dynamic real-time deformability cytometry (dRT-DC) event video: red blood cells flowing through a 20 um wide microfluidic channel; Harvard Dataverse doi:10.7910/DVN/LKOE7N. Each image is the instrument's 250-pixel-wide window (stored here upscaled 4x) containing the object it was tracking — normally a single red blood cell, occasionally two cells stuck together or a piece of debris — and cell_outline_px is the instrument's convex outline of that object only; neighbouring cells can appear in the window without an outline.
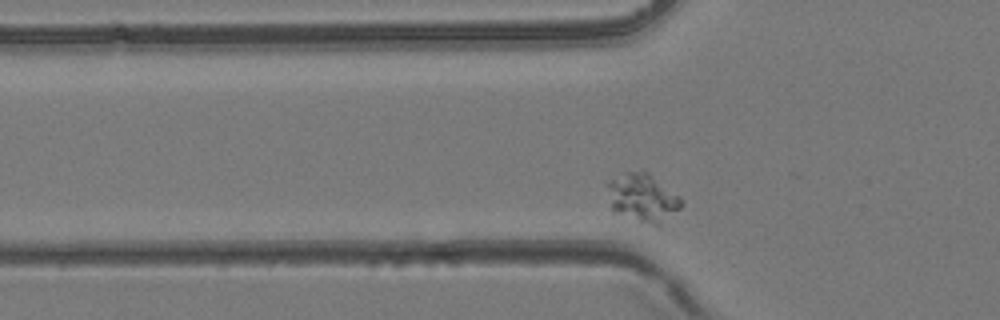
{"species": "common noctule bat (a hibernating species)", "species_latin": "Nyctalus noctula", "temperature_condition": "room temperature", "stored_images_in_passage": 31, "camera_frame_rate_fps": 3000, "um_per_image_px": 0.085, "animal": {"sex": "female", "body_mass_g": 24.6, "forearm_length_mm": 56.2}, "frame": {"image": 1, "passage_image": 4, "time_ms": 1.0, "image_size_px": [1000, 320], "cell_outline_px": [[684, 204], [680, 208], [660, 224], [656, 224], [640, 220], [616, 212], [612, 208], [608, 184], [612, 180], [624, 172], [644, 168], [680, 196]], "centroid_in_image_um": [54.68, 16.73], "position_along_channel_um": 71.1, "area_um2": 20.29}}
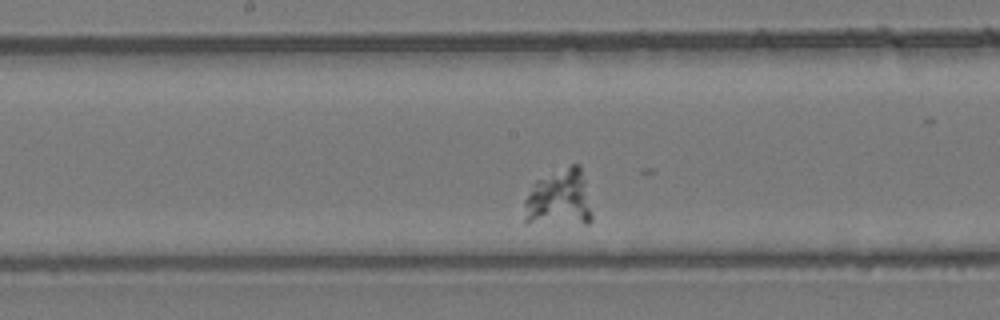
{"frame": {"image": 2, "passage_image": 13, "time_ms": 4.0, "image_size_px": [1000, 320], "cell_outline_px": [[592, 220], [588, 224], [584, 224], [524, 220], [524, 200], [532, 184], [536, 180], [572, 164], [580, 164], [592, 212]], "centroid_in_image_um": [47.55, 16.83], "position_along_channel_um": 200.7, "area_um2": 22.25}}
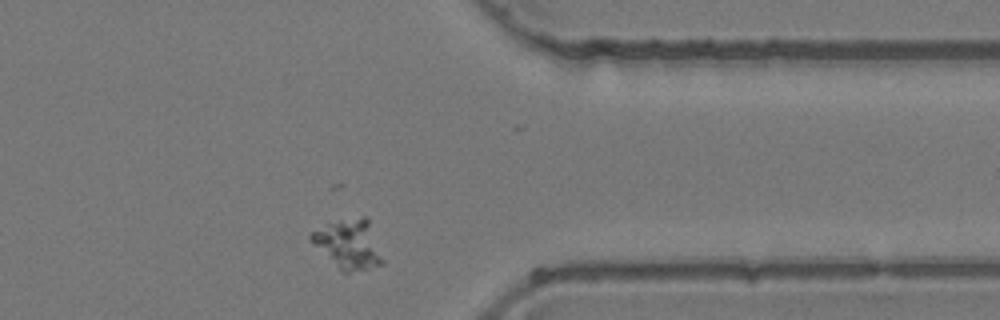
{"frame": {"image": 3, "passage_image": 26, "time_ms": 8.333, "image_size_px": [1000, 320], "cell_outline_px": [[384, 264], [368, 268], [348, 272], [344, 272], [308, 240], [308, 236], [312, 232], [328, 224], [340, 220], [364, 216], [368, 220], [384, 260]], "centroid_in_image_um": [29.64, 20.75], "position_along_channel_um": 381.8, "area_um2": 20.0}}